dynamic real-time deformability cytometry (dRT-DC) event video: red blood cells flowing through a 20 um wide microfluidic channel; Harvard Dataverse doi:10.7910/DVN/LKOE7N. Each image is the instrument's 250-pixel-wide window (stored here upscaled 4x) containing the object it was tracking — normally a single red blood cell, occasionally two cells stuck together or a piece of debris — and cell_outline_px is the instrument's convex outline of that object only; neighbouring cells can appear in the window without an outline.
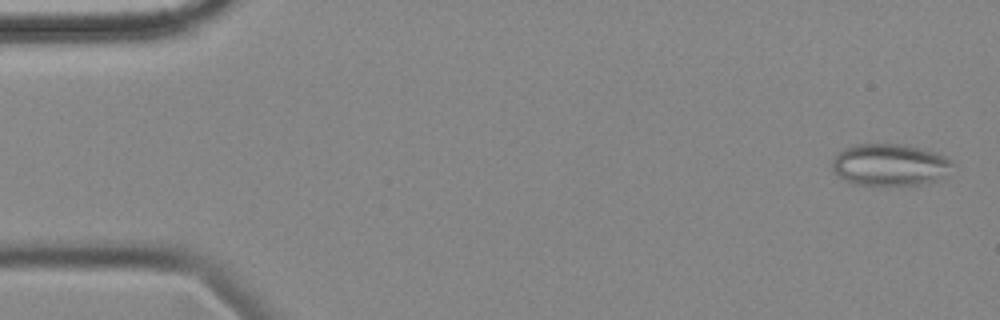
{"species": "common noctule bat (a hibernating species)", "species_latin": "Nyctalus noctula", "temperature_condition": "cold", "stored_images_in_passage": 57, "segment_of_instrument_passage": [1, 2], "camera_frame_rate_fps": 3000, "um_per_image_px": 0.085, "animal": {"sex": "female", "body_mass_g": 18.4}, "frame": {"image": 1, "passage_image": 2, "time_ms": 0.333, "image_size_px": [1000, 320], "cell_outline_px": [[956, 164], [944, 176], [936, 180], [920, 184], [888, 188], [852, 184], [844, 180], [832, 168], [832, 160], [836, 152], [844, 148], [856, 144], [900, 144], [936, 152], [952, 160]], "centroid_in_image_um": [75.62, 14.05], "position_along_channel_um": 9.4, "area_um2": 30.23}}
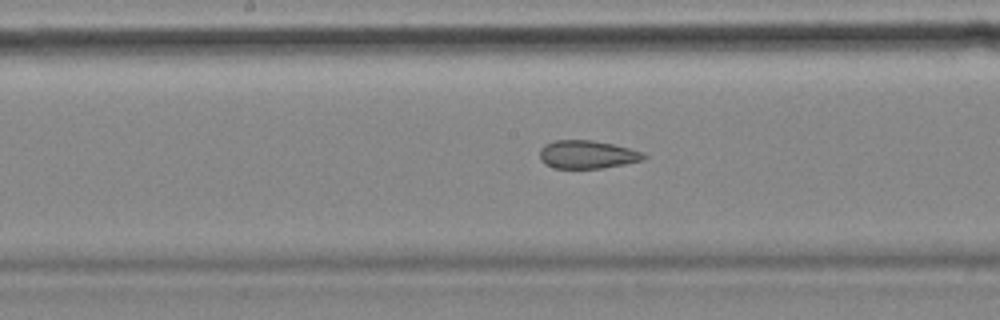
{"frame": {"image": 2, "passage_image": 28, "time_ms": 9.0, "image_size_px": [1000, 320], "cell_outline_px": [[648, 156], [644, 160], [624, 164], [600, 168], [556, 168], [544, 164], [540, 160], [540, 148], [544, 144], [556, 140], [592, 140], [612, 144], [644, 152]], "centroid_in_image_um": [49.91, 13.13], "position_along_channel_um": 198.3, "area_um2": 17.11}}
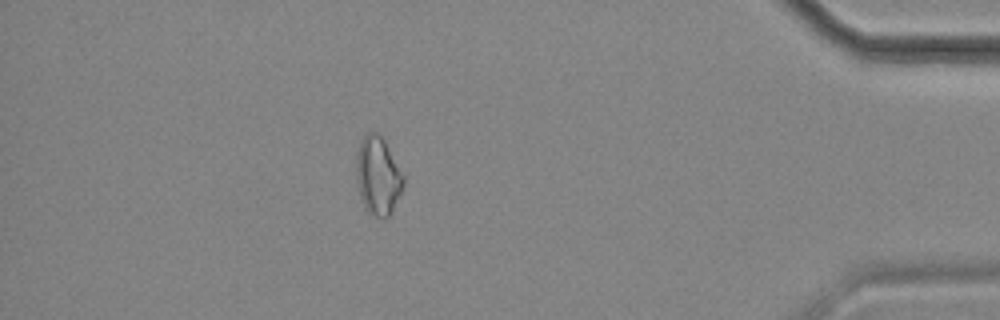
{"frame": {"image": 3, "passage_image": 49, "time_ms": 16.0, "image_size_px": [1000, 320], "cell_outline_px": [[404, 184], [392, 212], [384, 220], [380, 220], [368, 212], [364, 208], [360, 196], [356, 180], [356, 156], [360, 140], [368, 132], [380, 132], [404, 176]], "centroid_in_image_um": [32.11, 14.96], "position_along_channel_um": 403.1, "area_um2": 21.79}}